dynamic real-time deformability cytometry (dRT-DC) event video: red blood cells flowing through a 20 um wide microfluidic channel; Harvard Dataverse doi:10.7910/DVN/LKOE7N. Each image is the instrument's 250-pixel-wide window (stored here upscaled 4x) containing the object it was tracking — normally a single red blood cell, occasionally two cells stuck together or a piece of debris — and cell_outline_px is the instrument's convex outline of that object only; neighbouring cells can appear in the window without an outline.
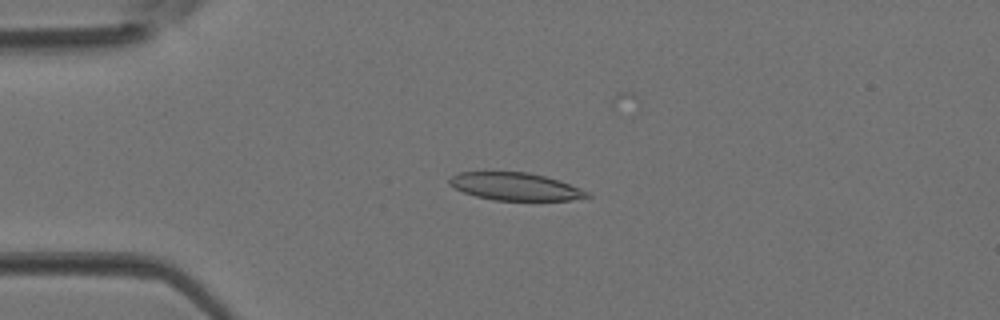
{"species": "Egyptian fruit bat (a non-hibernating species)", "species_latin": "Rousettus aegyptiacus", "temperature_condition": "room temperature", "stored_images_in_passage": 3, "camera_frame_rate_fps": 3000, "um_per_image_px": 0.085, "animal": {"sex": "female"}, "frame": {"image": 1, "passage_image": 2, "time_ms": 0.333, "image_size_px": [1000, 320], "cell_outline_px": [[592, 196], [568, 200], [492, 200], [476, 196], [464, 192], [448, 184], [448, 180], [452, 176], [460, 172], [528, 172], [544, 176], [592, 192]], "centroid_in_image_um": [43.8, 15.86], "position_along_channel_um": 41.2, "area_um2": 21.96}}